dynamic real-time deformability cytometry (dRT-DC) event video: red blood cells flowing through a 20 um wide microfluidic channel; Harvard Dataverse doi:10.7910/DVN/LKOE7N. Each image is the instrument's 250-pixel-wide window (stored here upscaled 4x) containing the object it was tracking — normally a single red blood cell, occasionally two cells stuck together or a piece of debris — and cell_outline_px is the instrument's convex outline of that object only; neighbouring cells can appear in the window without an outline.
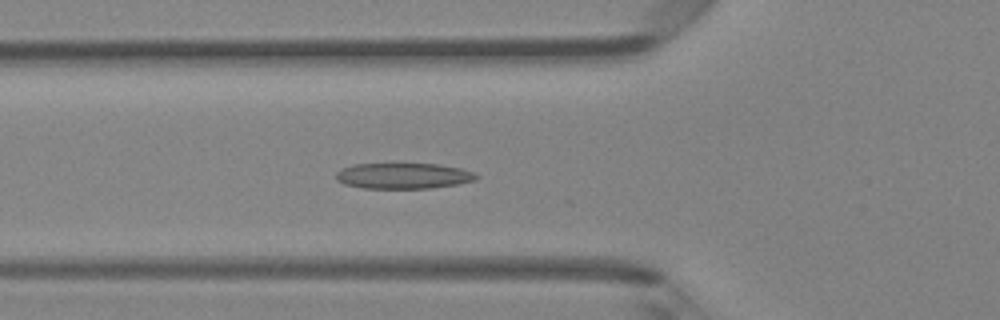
{"species": "Egyptian fruit bat (a non-hibernating species)", "species_latin": "Rousettus aegyptiacus", "temperature_condition": "room temperature", "stored_images_in_passage": 11, "camera_frame_rate_fps": 3000, "um_per_image_px": 0.085, "animal": {"sex": "female"}, "frame": {"image": 1, "passage_image": 2, "time_ms": 0.333, "image_size_px": [1000, 320], "cell_outline_px": [[480, 176], [476, 180], [456, 184], [432, 188], [364, 188], [344, 184], [336, 180], [336, 172], [340, 168], [352, 164], [440, 164], [460, 168], [476, 172]], "centroid_in_image_um": [34.29, 14.94], "position_along_channel_um": 91.5, "area_um2": 21.21}}
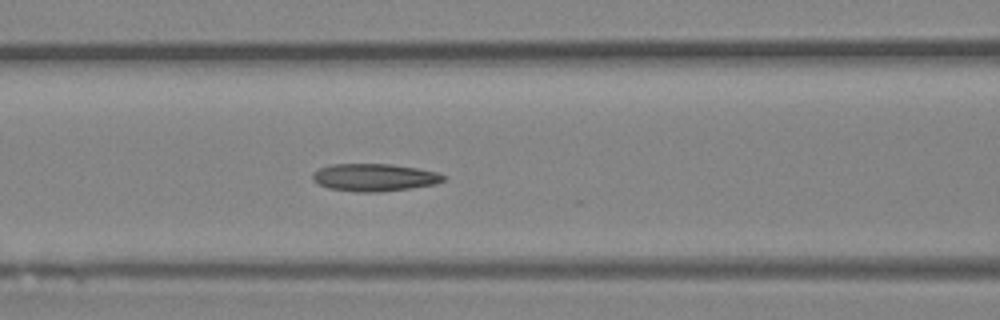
{"frame": {"image": 2, "passage_image": 5, "time_ms": 1.333, "image_size_px": [1000, 320], "cell_outline_px": [[448, 176], [444, 180], [436, 184], [412, 188], [376, 192], [356, 192], [328, 188], [312, 180], [312, 172], [320, 168], [332, 164], [392, 164], [416, 168], [436, 172]], "centroid_in_image_um": [31.82, 15.08], "position_along_channel_um": 134.8, "area_um2": 21.04}}
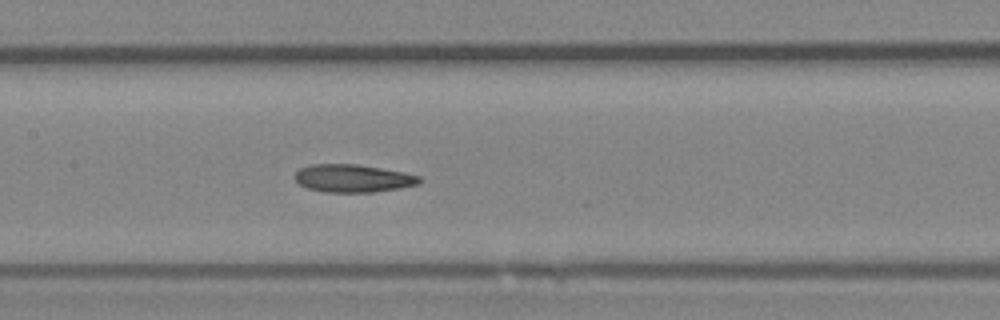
{"frame": {"image": 3, "passage_image": 8, "time_ms": 2.333, "image_size_px": [1000, 320], "cell_outline_px": [[424, 180], [420, 184], [400, 188], [372, 192], [324, 192], [308, 188], [300, 184], [292, 176], [300, 168], [308, 164], [356, 164], [404, 172], [420, 176]], "centroid_in_image_um": [30.01, 15.15], "position_along_channel_um": 177.4, "area_um2": 20.35}}